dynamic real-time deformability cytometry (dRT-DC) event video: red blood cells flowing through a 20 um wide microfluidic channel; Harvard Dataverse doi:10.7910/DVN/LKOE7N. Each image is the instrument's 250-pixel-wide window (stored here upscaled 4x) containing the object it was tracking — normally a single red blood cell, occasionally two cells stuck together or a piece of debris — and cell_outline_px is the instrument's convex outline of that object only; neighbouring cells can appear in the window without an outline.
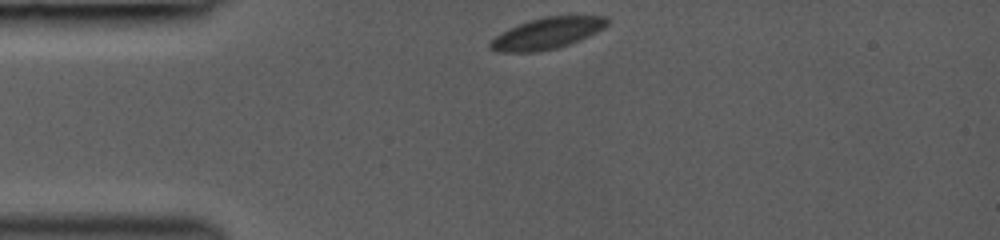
{"species": "common noctule bat (a hibernating species)", "species_latin": "Nyctalus noctula", "temperature_condition": "room temperature", "stored_images_in_passage": 21, "camera_frame_rate_fps": 3000, "um_per_image_px": 0.085, "animal": {"sex": "female", "body_mass_g": 19.0, "forearm_length_mm": 53.3}, "frame": {"image": 1, "passage_image": 1, "time_ms": 0.0, "image_size_px": [1000, 240], "cell_outline_px": [[608, 24], [604, 28], [580, 40], [556, 48], [536, 52], [496, 52], [488, 48], [488, 44], [500, 32], [528, 20], [544, 16], [608, 16]], "centroid_in_image_um": [46.47, 2.83], "position_along_channel_um": 38.5, "area_um2": 21.39}}
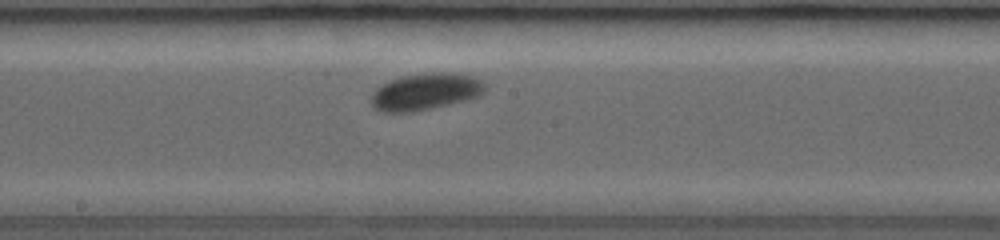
{"frame": {"image": 2, "passage_image": 12, "time_ms": 5.0, "image_size_px": [1000, 240], "cell_outline_px": [[484, 92], [480, 96], [432, 108], [412, 112], [380, 112], [372, 104], [372, 92], [376, 88], [392, 80], [404, 76], [432, 72], [448, 72], [472, 76], [480, 80], [484, 84]], "centroid_in_image_um": [36.16, 7.79], "position_along_channel_um": 212.0, "area_um2": 24.04}}
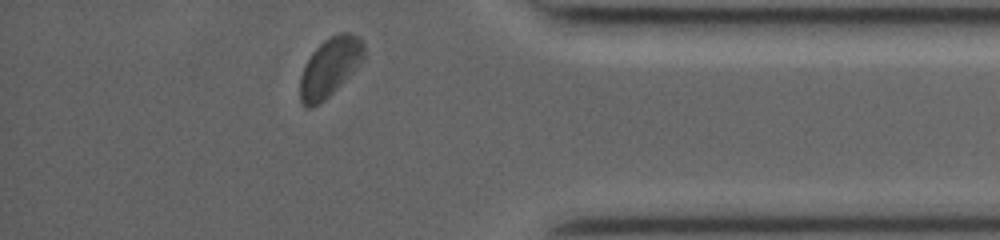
{"frame": {"image": 3, "passage_image": 21, "time_ms": 10.0, "image_size_px": [1000, 240], "cell_outline_px": [[364, 60], [324, 100], [312, 108], [304, 108], [300, 100], [300, 76], [304, 64], [312, 52], [324, 40], [340, 32], [348, 32], [360, 36], [364, 44]], "centroid_in_image_um": [28.03, 5.69], "position_along_channel_um": 407.2, "area_um2": 21.91}, "authors_computed_cell_mechanics": {"area_um2": 22.9466, "velocity_mm_per_s": 4.0981, "shape_relaxation_time_tau1_ms": 1.5645, "shape_relaxation_time_tau2_ms": null, "deformation_change_tau1": 0.0388, "deformation_change_tau2": null}}